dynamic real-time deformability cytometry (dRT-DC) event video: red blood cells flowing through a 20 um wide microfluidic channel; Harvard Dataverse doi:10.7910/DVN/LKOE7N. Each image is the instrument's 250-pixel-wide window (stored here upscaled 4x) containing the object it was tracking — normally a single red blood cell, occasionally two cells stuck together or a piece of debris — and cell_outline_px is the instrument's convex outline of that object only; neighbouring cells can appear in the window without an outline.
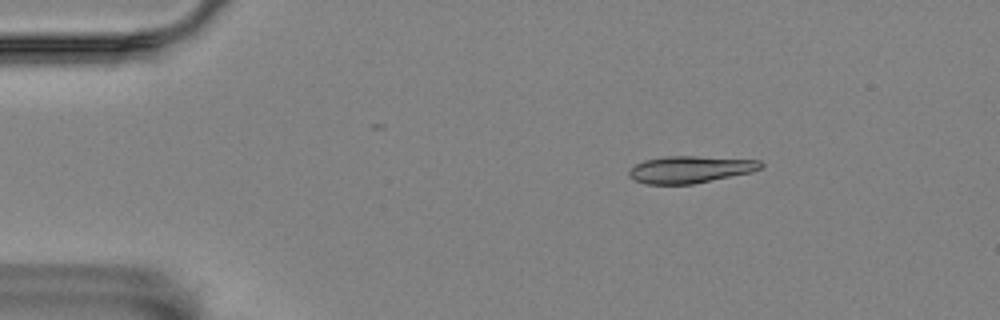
{"species": "Egyptian fruit bat (a non-hibernating species)", "species_latin": "Rousettus aegyptiacus", "temperature_condition": "room temperature", "stored_images_in_passage": 4, "camera_frame_rate_fps": 3000, "um_per_image_px": 0.085, "animal": {"sex": "female"}, "frame": {"image": 1, "passage_image": 2, "time_ms": 0.333, "image_size_px": [1000, 320], "cell_outline_px": [[764, 168], [752, 172], [692, 184], [644, 184], [632, 180], [628, 176], [628, 168], [644, 160], [664, 156], [696, 156], [760, 160], [764, 164]], "centroid_in_image_um": [58.64, 14.4], "position_along_channel_um": 26.4, "area_um2": 21.04}}